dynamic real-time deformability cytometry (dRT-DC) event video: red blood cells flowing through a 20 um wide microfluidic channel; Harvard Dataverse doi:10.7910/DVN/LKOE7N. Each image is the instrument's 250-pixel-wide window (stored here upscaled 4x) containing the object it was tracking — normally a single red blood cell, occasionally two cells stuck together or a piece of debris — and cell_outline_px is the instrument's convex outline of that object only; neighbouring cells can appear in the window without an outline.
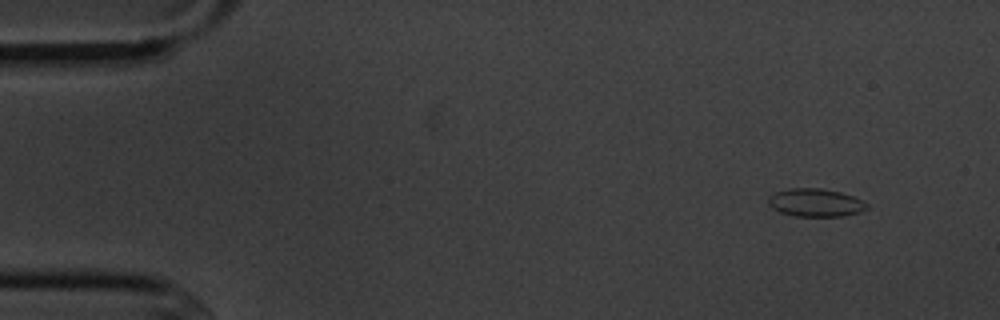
{"species": "common noctule bat (a hibernating species)", "species_latin": "Nyctalus noctula", "temperature_condition": "cold", "stored_images_in_passage": 4, "camera_frame_rate_fps": 3000, "um_per_image_px": 0.085, "animal": {"sex": "male", "body_mass_g": 20.1, "forearm_length_mm": 53.5}, "frame": {"image": 1, "passage_image": 1, "time_ms": 0.0, "image_size_px": [1000, 320], "cell_outline_px": [[868, 208], [860, 212], [840, 216], [796, 216], [780, 212], [772, 208], [768, 204], [768, 196], [776, 192], [788, 188], [820, 188], [840, 192], [852, 196], [868, 204]], "centroid_in_image_um": [69.28, 17.22], "position_along_channel_um": 15.7, "area_um2": 16.01}}